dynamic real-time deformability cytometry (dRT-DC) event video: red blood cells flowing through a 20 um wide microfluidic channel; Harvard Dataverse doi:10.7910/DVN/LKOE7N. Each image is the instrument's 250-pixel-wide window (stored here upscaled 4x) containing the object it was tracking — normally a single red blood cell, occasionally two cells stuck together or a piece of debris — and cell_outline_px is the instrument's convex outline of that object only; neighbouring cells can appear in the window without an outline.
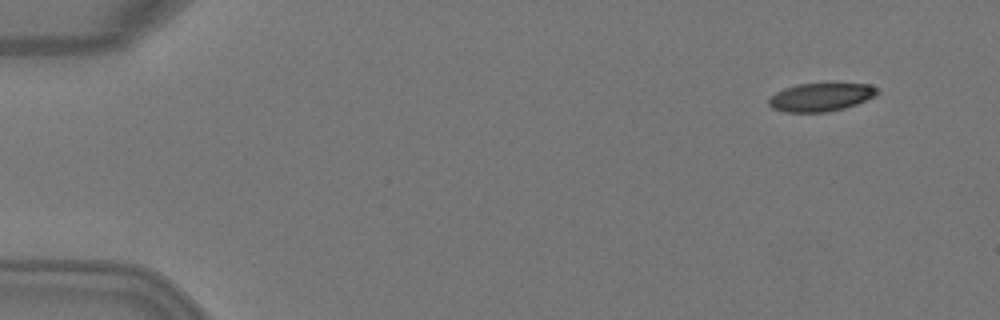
{"species": "Egyptian fruit bat (a non-hibernating species)", "species_latin": "Rousettus aegyptiacus", "temperature_condition": "warm", "stored_images_in_passage": 4, "segment_of_instrument_passage": [2, 2], "camera_frame_rate_fps": 3000, "um_per_image_px": 0.085, "animal": {"sex": "female"}, "frame": {"image": 1, "passage_image": 4, "time_ms": 1.0, "image_size_px": [1000, 320], "cell_outline_px": [[880, 92], [876, 96], [856, 104], [844, 108], [828, 112], [784, 112], [772, 108], [768, 104], [768, 100], [776, 92], [784, 88], [796, 84], [828, 80], [868, 84], [876, 88]], "centroid_in_image_um": [69.8, 8.19], "position_along_channel_um": 15.2, "area_um2": 18.84}}